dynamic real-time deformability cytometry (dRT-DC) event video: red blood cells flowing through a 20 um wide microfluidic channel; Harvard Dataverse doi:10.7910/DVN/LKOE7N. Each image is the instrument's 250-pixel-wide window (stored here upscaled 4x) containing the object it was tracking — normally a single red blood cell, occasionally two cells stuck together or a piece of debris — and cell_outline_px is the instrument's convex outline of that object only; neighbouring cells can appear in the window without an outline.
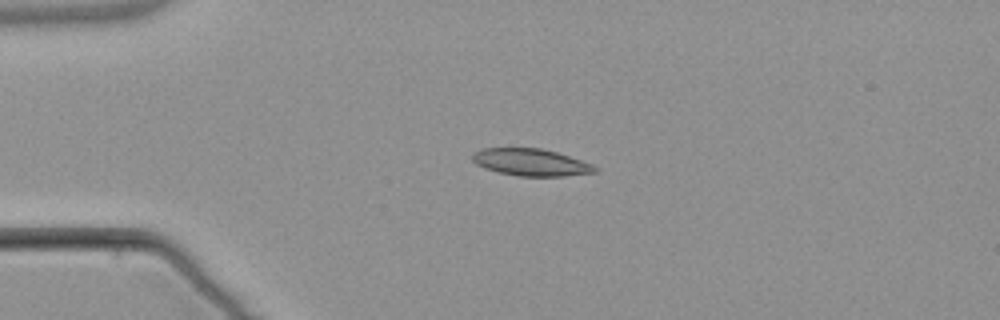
{"species": "common noctule bat (a hibernating species)", "species_latin": "Nyctalus noctula", "temperature_condition": "warm", "stored_images_in_passage": 5, "camera_frame_rate_fps": 3000, "um_per_image_px": 0.085, "animal": {"sex": "male", "body_mass_g": 21.5, "forearm_length_mm": 52.0}, "frame": {"image": 1, "passage_image": 4, "time_ms": 3.667, "image_size_px": [1000, 320], "cell_outline_px": [[596, 172], [564, 176], [520, 176], [500, 172], [484, 168], [476, 164], [472, 160], [472, 152], [484, 148], [540, 148], [556, 152], [592, 164], [596, 168]], "centroid_in_image_um": [45.08, 13.79], "position_along_channel_um": 39.9, "area_um2": 19.13}}